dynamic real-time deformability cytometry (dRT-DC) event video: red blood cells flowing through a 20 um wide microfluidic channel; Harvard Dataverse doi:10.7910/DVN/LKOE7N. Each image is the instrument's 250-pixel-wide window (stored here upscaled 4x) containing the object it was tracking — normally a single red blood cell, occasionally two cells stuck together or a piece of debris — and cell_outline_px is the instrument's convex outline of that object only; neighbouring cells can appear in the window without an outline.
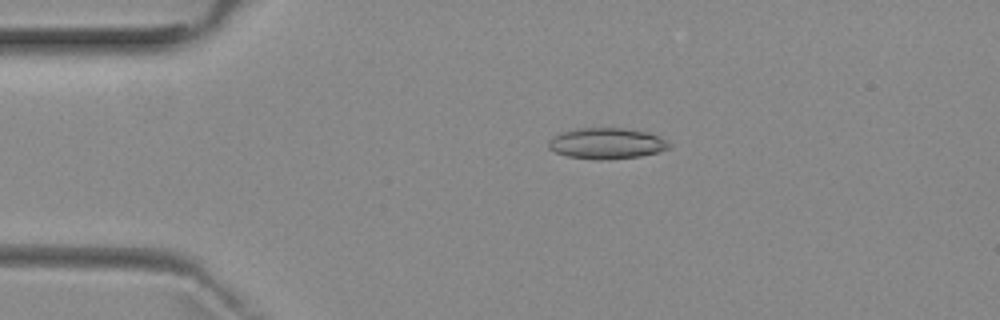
{"species": "common noctule bat (a hibernating species)", "species_latin": "Nyctalus noctula", "temperature_condition": "room temperature", "stored_images_in_passage": 4, "camera_frame_rate_fps": 3000, "um_per_image_px": 0.085, "animal": {"sex": "female", "body_mass_g": 29.2, "forearm_length_mm": 56.3}, "frame": {"image": 1, "passage_image": 4, "time_ms": 3.333, "image_size_px": [1000, 320], "cell_outline_px": [[672, 144], [668, 148], [656, 152], [640, 156], [608, 160], [596, 160], [568, 156], [556, 152], [548, 148], [548, 140], [552, 136], [560, 132], [580, 128], [624, 128], [648, 132], [660, 136]], "centroid_in_image_um": [51.55, 12.19], "position_along_channel_um": 33.4, "area_um2": 21.91}}